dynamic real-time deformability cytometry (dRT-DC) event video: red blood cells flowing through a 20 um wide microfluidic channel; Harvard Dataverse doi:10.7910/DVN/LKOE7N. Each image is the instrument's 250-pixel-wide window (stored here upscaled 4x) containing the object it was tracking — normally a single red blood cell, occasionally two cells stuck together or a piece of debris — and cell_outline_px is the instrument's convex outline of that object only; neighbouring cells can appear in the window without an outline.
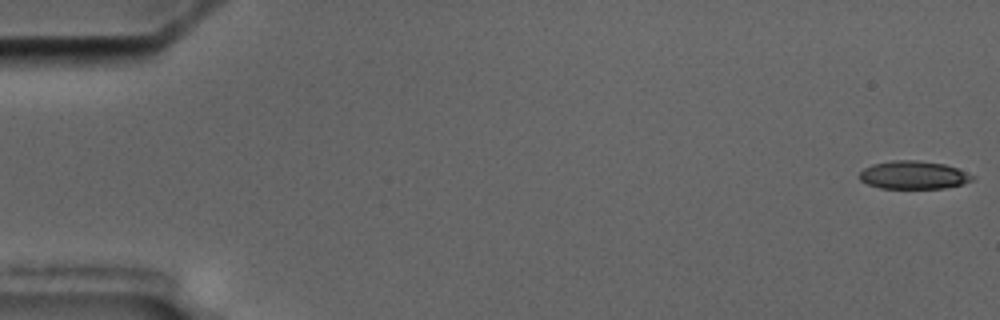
{"species": "common noctule bat (a hibernating species)", "species_latin": "Nyctalus noctula", "temperature_condition": "cold", "stored_images_in_passage": 4, "camera_frame_rate_fps": 3000, "um_per_image_px": 0.085, "animal": {"sex": "male", "body_mass_g": 17.5, "forearm_length_mm": 52.3}, "frame": {"image": 1, "passage_image": 1, "time_ms": 0.0, "image_size_px": [1000, 320], "cell_outline_px": [[976, 180], [964, 184], [944, 188], [880, 188], [868, 184], [860, 180], [860, 172], [864, 168], [872, 164], [892, 160], [916, 160], [944, 164], [956, 168], [976, 176]], "centroid_in_image_um": [77.68, 14.88], "position_along_channel_um": 7.3, "area_um2": 18.55}}